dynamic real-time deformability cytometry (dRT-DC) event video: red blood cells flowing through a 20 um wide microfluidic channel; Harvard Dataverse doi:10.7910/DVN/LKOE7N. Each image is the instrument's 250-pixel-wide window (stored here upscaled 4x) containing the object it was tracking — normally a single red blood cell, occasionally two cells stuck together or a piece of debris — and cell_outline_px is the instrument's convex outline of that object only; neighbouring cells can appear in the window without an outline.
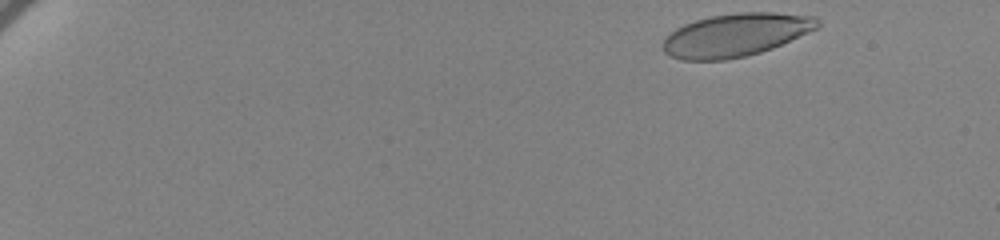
{"species": "human", "species_latin": "Homo sapiens", "temperature_condition": "cold", "stored_images_in_passage": 14, "camera_frame_rate_fps": 3000, "um_per_image_px": 0.085, "donor": {"sex": "female"}, "frame": {"image": 1, "passage_image": 1, "time_ms": 0.0, "image_size_px": [1000, 240], "cell_outline_px": [[820, 28], [772, 48], [760, 52], [744, 56], [724, 60], [680, 60], [668, 56], [664, 52], [660, 44], [676, 28], [684, 24], [696, 20], [712, 16], [740, 12], [772, 12], [816, 16], [820, 20]], "centroid_in_image_um": [62.55, 2.97], "position_along_channel_um": 22.4, "area_um2": 38.96}}